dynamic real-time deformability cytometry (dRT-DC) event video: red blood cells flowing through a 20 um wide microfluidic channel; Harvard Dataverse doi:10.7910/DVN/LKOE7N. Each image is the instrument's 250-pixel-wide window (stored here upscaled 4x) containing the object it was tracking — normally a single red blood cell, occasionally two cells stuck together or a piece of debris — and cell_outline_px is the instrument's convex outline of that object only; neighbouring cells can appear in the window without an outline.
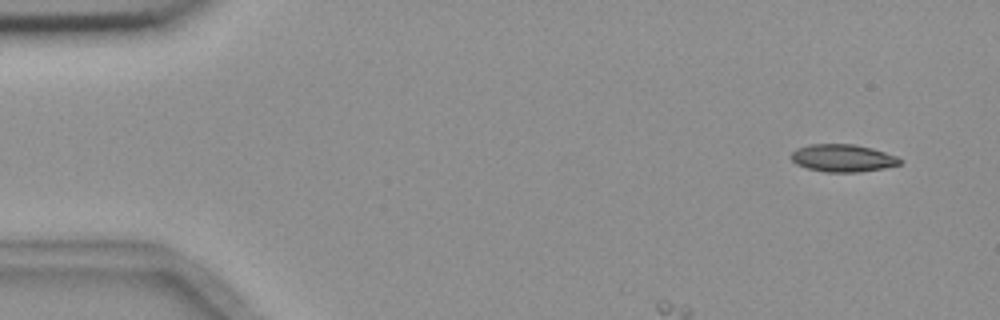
{"species": "common noctule bat (a hibernating species)", "species_latin": "Nyctalus noctula", "temperature_condition": "room temperature", "stored_images_in_passage": 5, "camera_frame_rate_fps": 3000, "um_per_image_px": 0.085, "animal": {"sex": "female", "body_mass_g": 18.4}, "frame": {"image": 1, "passage_image": 1, "time_ms": 0.0, "image_size_px": [1000, 320], "cell_outline_px": [[900, 164], [884, 168], [860, 172], [824, 172], [808, 168], [796, 164], [788, 156], [796, 148], [808, 144], [856, 144], [872, 148], [896, 156], [900, 160]], "centroid_in_image_um": [71.58, 13.43], "position_along_channel_um": 13.4, "area_um2": 17.51}}